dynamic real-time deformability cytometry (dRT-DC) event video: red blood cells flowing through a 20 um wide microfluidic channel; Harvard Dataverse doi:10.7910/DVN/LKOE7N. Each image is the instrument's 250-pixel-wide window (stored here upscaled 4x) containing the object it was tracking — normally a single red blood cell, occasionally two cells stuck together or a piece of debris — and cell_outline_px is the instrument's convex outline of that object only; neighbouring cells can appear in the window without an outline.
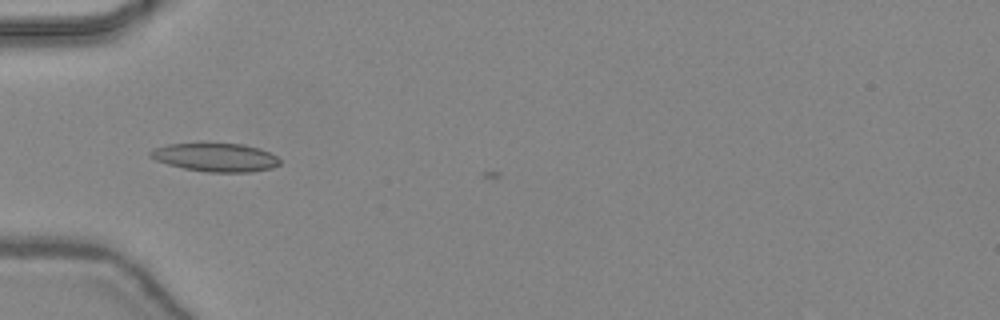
{"species": "common noctule bat (a hibernating species)", "species_latin": "Nyctalus noctula", "temperature_condition": "warm", "stored_images_in_passage": 7, "camera_frame_rate_fps": 3000, "um_per_image_px": 0.085, "animal": {"sex": "female", "body_mass_g": 24.6, "forearm_length_mm": 56.2}, "frame": {"image": 1, "passage_image": 4, "time_ms": 1.0, "image_size_px": [1000, 320], "cell_outline_px": [[280, 164], [272, 168], [252, 172], [208, 172], [184, 168], [168, 164], [156, 160], [148, 156], [148, 152], [152, 148], [168, 144], [200, 140], [244, 144], [268, 152], [276, 156], [280, 160]], "centroid_in_image_um": [18.25, 13.32], "position_along_channel_um": 66.8, "area_um2": 22.37}}